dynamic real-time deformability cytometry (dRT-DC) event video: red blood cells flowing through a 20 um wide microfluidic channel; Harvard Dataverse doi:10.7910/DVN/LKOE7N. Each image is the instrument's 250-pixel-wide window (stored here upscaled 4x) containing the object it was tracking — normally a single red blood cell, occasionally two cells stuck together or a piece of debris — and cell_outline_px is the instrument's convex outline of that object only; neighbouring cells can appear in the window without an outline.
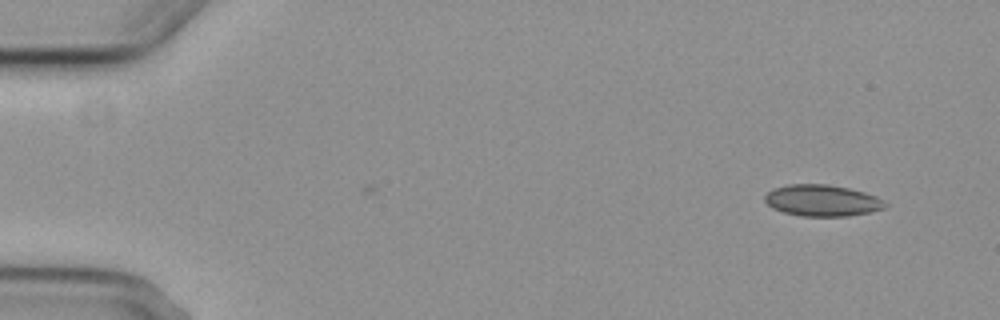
{"species": "common noctule bat (a hibernating species)", "species_latin": "Nyctalus noctula", "temperature_condition": "cold", "stored_images_in_passage": 3, "camera_frame_rate_fps": 3000, "um_per_image_px": 0.085, "animal": {"sex": "female", "body_mass_g": 29.2, "forearm_length_mm": 56.3}, "frame": {"image": 1, "passage_image": 3, "time_ms": 2.333, "image_size_px": [1000, 320], "cell_outline_px": [[888, 204], [884, 208], [868, 212], [848, 216], [800, 216], [784, 212], [772, 208], [764, 200], [764, 196], [768, 192], [776, 188], [788, 184], [828, 184], [848, 188], [864, 192], [876, 196], [884, 200]], "centroid_in_image_um": [69.89, 17.04], "position_along_channel_um": 15.1, "area_um2": 21.96}}